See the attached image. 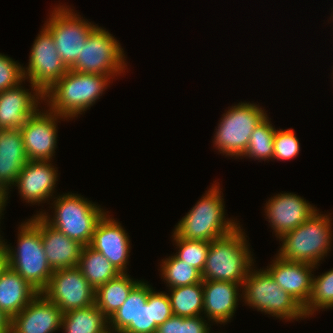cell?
Segmentation results:
<instances>
[{
    "instance_id": "1",
    "label": "cell",
    "mask_w": 333,
    "mask_h": 333,
    "mask_svg": "<svg viewBox=\"0 0 333 333\" xmlns=\"http://www.w3.org/2000/svg\"><path fill=\"white\" fill-rule=\"evenodd\" d=\"M120 75L82 73L69 69L43 93L48 110L67 119L85 113L109 87L111 79ZM83 112V113H82Z\"/></svg>"
},
{
    "instance_id": "2",
    "label": "cell",
    "mask_w": 333,
    "mask_h": 333,
    "mask_svg": "<svg viewBox=\"0 0 333 333\" xmlns=\"http://www.w3.org/2000/svg\"><path fill=\"white\" fill-rule=\"evenodd\" d=\"M4 242L8 266L20 274L38 293L47 286L53 270L44 252L40 232V215L35 214L18 227L17 247Z\"/></svg>"
},
{
    "instance_id": "3",
    "label": "cell",
    "mask_w": 333,
    "mask_h": 333,
    "mask_svg": "<svg viewBox=\"0 0 333 333\" xmlns=\"http://www.w3.org/2000/svg\"><path fill=\"white\" fill-rule=\"evenodd\" d=\"M219 185V182L212 184L175 225L173 231L180 238L211 242L229 234L240 225L237 223L239 221L225 217L224 198Z\"/></svg>"
},
{
    "instance_id": "4",
    "label": "cell",
    "mask_w": 333,
    "mask_h": 333,
    "mask_svg": "<svg viewBox=\"0 0 333 333\" xmlns=\"http://www.w3.org/2000/svg\"><path fill=\"white\" fill-rule=\"evenodd\" d=\"M239 225L229 234L210 242L202 280L228 281L242 284L255 265L250 244Z\"/></svg>"
},
{
    "instance_id": "5",
    "label": "cell",
    "mask_w": 333,
    "mask_h": 333,
    "mask_svg": "<svg viewBox=\"0 0 333 333\" xmlns=\"http://www.w3.org/2000/svg\"><path fill=\"white\" fill-rule=\"evenodd\" d=\"M331 213L314 212L303 224L285 233L277 256L295 262L320 265V261L331 251L333 234Z\"/></svg>"
},
{
    "instance_id": "6",
    "label": "cell",
    "mask_w": 333,
    "mask_h": 333,
    "mask_svg": "<svg viewBox=\"0 0 333 333\" xmlns=\"http://www.w3.org/2000/svg\"><path fill=\"white\" fill-rule=\"evenodd\" d=\"M52 201L53 207H50L54 209L53 216L45 210L38 211L37 215L70 239L83 246L89 245L97 223L106 213L105 209L72 192L58 195Z\"/></svg>"
},
{
    "instance_id": "7",
    "label": "cell",
    "mask_w": 333,
    "mask_h": 333,
    "mask_svg": "<svg viewBox=\"0 0 333 333\" xmlns=\"http://www.w3.org/2000/svg\"><path fill=\"white\" fill-rule=\"evenodd\" d=\"M250 268L242 283V301L257 311L279 320L306 319L303 307L274 281L265 269Z\"/></svg>"
},
{
    "instance_id": "8",
    "label": "cell",
    "mask_w": 333,
    "mask_h": 333,
    "mask_svg": "<svg viewBox=\"0 0 333 333\" xmlns=\"http://www.w3.org/2000/svg\"><path fill=\"white\" fill-rule=\"evenodd\" d=\"M268 116L256 103L232 105L219 120L213 137V147L223 156L241 157L249 144L253 130Z\"/></svg>"
},
{
    "instance_id": "9",
    "label": "cell",
    "mask_w": 333,
    "mask_h": 333,
    "mask_svg": "<svg viewBox=\"0 0 333 333\" xmlns=\"http://www.w3.org/2000/svg\"><path fill=\"white\" fill-rule=\"evenodd\" d=\"M112 35L98 25L89 34L81 54L69 69L89 74L124 75L127 68L124 50Z\"/></svg>"
},
{
    "instance_id": "10",
    "label": "cell",
    "mask_w": 333,
    "mask_h": 333,
    "mask_svg": "<svg viewBox=\"0 0 333 333\" xmlns=\"http://www.w3.org/2000/svg\"><path fill=\"white\" fill-rule=\"evenodd\" d=\"M49 14L44 27L51 33L58 54L69 69L81 54L89 34L98 24L94 25L66 5L55 6Z\"/></svg>"
},
{
    "instance_id": "11",
    "label": "cell",
    "mask_w": 333,
    "mask_h": 333,
    "mask_svg": "<svg viewBox=\"0 0 333 333\" xmlns=\"http://www.w3.org/2000/svg\"><path fill=\"white\" fill-rule=\"evenodd\" d=\"M41 293L63 314L95 304L96 290L78 267L55 270Z\"/></svg>"
},
{
    "instance_id": "12",
    "label": "cell",
    "mask_w": 333,
    "mask_h": 333,
    "mask_svg": "<svg viewBox=\"0 0 333 333\" xmlns=\"http://www.w3.org/2000/svg\"><path fill=\"white\" fill-rule=\"evenodd\" d=\"M28 61V66L23 67L24 80L42 93L69 70L58 54L51 33L44 26L33 42Z\"/></svg>"
},
{
    "instance_id": "13",
    "label": "cell",
    "mask_w": 333,
    "mask_h": 333,
    "mask_svg": "<svg viewBox=\"0 0 333 333\" xmlns=\"http://www.w3.org/2000/svg\"><path fill=\"white\" fill-rule=\"evenodd\" d=\"M68 120L48 109H39L20 129L28 160L52 161L57 148V123Z\"/></svg>"
},
{
    "instance_id": "14",
    "label": "cell",
    "mask_w": 333,
    "mask_h": 333,
    "mask_svg": "<svg viewBox=\"0 0 333 333\" xmlns=\"http://www.w3.org/2000/svg\"><path fill=\"white\" fill-rule=\"evenodd\" d=\"M264 206L266 221L279 239L303 224L318 209L295 193H280L270 197Z\"/></svg>"
},
{
    "instance_id": "15",
    "label": "cell",
    "mask_w": 333,
    "mask_h": 333,
    "mask_svg": "<svg viewBox=\"0 0 333 333\" xmlns=\"http://www.w3.org/2000/svg\"><path fill=\"white\" fill-rule=\"evenodd\" d=\"M53 161L28 160L15 180L13 187L26 203L38 206L54 198L58 170ZM53 195V196H52Z\"/></svg>"
},
{
    "instance_id": "16",
    "label": "cell",
    "mask_w": 333,
    "mask_h": 333,
    "mask_svg": "<svg viewBox=\"0 0 333 333\" xmlns=\"http://www.w3.org/2000/svg\"><path fill=\"white\" fill-rule=\"evenodd\" d=\"M108 212L97 223L89 246L100 252L120 273H128L130 237Z\"/></svg>"
},
{
    "instance_id": "17",
    "label": "cell",
    "mask_w": 333,
    "mask_h": 333,
    "mask_svg": "<svg viewBox=\"0 0 333 333\" xmlns=\"http://www.w3.org/2000/svg\"><path fill=\"white\" fill-rule=\"evenodd\" d=\"M23 81L0 92V129H21L27 119L38 110L44 101L43 93L32 83L31 91L25 89Z\"/></svg>"
},
{
    "instance_id": "18",
    "label": "cell",
    "mask_w": 333,
    "mask_h": 333,
    "mask_svg": "<svg viewBox=\"0 0 333 333\" xmlns=\"http://www.w3.org/2000/svg\"><path fill=\"white\" fill-rule=\"evenodd\" d=\"M265 268L281 289L288 292L302 307L310 299L314 269L318 265L281 259L275 255Z\"/></svg>"
},
{
    "instance_id": "19",
    "label": "cell",
    "mask_w": 333,
    "mask_h": 333,
    "mask_svg": "<svg viewBox=\"0 0 333 333\" xmlns=\"http://www.w3.org/2000/svg\"><path fill=\"white\" fill-rule=\"evenodd\" d=\"M62 311L42 293H38L11 318L10 333H54L61 328Z\"/></svg>"
},
{
    "instance_id": "20",
    "label": "cell",
    "mask_w": 333,
    "mask_h": 333,
    "mask_svg": "<svg viewBox=\"0 0 333 333\" xmlns=\"http://www.w3.org/2000/svg\"><path fill=\"white\" fill-rule=\"evenodd\" d=\"M202 283L204 317L217 325L224 326L225 323L231 322L238 302L242 300V293H239L242 292V284L215 280H202Z\"/></svg>"
},
{
    "instance_id": "21",
    "label": "cell",
    "mask_w": 333,
    "mask_h": 333,
    "mask_svg": "<svg viewBox=\"0 0 333 333\" xmlns=\"http://www.w3.org/2000/svg\"><path fill=\"white\" fill-rule=\"evenodd\" d=\"M40 232L44 252L53 271L78 266L83 245L48 224L41 216Z\"/></svg>"
},
{
    "instance_id": "22",
    "label": "cell",
    "mask_w": 333,
    "mask_h": 333,
    "mask_svg": "<svg viewBox=\"0 0 333 333\" xmlns=\"http://www.w3.org/2000/svg\"><path fill=\"white\" fill-rule=\"evenodd\" d=\"M27 161L21 130L0 129V180L8 189Z\"/></svg>"
},
{
    "instance_id": "23",
    "label": "cell",
    "mask_w": 333,
    "mask_h": 333,
    "mask_svg": "<svg viewBox=\"0 0 333 333\" xmlns=\"http://www.w3.org/2000/svg\"><path fill=\"white\" fill-rule=\"evenodd\" d=\"M38 292L11 267L0 275V310L10 319L21 312Z\"/></svg>"
},
{
    "instance_id": "24",
    "label": "cell",
    "mask_w": 333,
    "mask_h": 333,
    "mask_svg": "<svg viewBox=\"0 0 333 333\" xmlns=\"http://www.w3.org/2000/svg\"><path fill=\"white\" fill-rule=\"evenodd\" d=\"M141 280H135L127 273H120L96 289L95 304L109 319L125 302L131 290Z\"/></svg>"
},
{
    "instance_id": "25",
    "label": "cell",
    "mask_w": 333,
    "mask_h": 333,
    "mask_svg": "<svg viewBox=\"0 0 333 333\" xmlns=\"http://www.w3.org/2000/svg\"><path fill=\"white\" fill-rule=\"evenodd\" d=\"M64 333H104L109 329L108 318L92 304L86 308L71 310L62 315Z\"/></svg>"
},
{
    "instance_id": "26",
    "label": "cell",
    "mask_w": 333,
    "mask_h": 333,
    "mask_svg": "<svg viewBox=\"0 0 333 333\" xmlns=\"http://www.w3.org/2000/svg\"><path fill=\"white\" fill-rule=\"evenodd\" d=\"M77 267L95 290L120 274L100 252L89 245L83 246Z\"/></svg>"
},
{
    "instance_id": "27",
    "label": "cell",
    "mask_w": 333,
    "mask_h": 333,
    "mask_svg": "<svg viewBox=\"0 0 333 333\" xmlns=\"http://www.w3.org/2000/svg\"><path fill=\"white\" fill-rule=\"evenodd\" d=\"M153 287L141 280L130 292L124 304L108 319V327L122 332L128 325H137V313L141 305H145L148 294Z\"/></svg>"
},
{
    "instance_id": "28",
    "label": "cell",
    "mask_w": 333,
    "mask_h": 333,
    "mask_svg": "<svg viewBox=\"0 0 333 333\" xmlns=\"http://www.w3.org/2000/svg\"><path fill=\"white\" fill-rule=\"evenodd\" d=\"M168 294L173 315L180 317L203 316V283L170 288ZM202 313V315H201Z\"/></svg>"
},
{
    "instance_id": "29",
    "label": "cell",
    "mask_w": 333,
    "mask_h": 333,
    "mask_svg": "<svg viewBox=\"0 0 333 333\" xmlns=\"http://www.w3.org/2000/svg\"><path fill=\"white\" fill-rule=\"evenodd\" d=\"M160 262L161 279L166 287L175 288L196 284L202 281L201 273L189 264L178 259L175 255L164 258Z\"/></svg>"
},
{
    "instance_id": "30",
    "label": "cell",
    "mask_w": 333,
    "mask_h": 333,
    "mask_svg": "<svg viewBox=\"0 0 333 333\" xmlns=\"http://www.w3.org/2000/svg\"><path fill=\"white\" fill-rule=\"evenodd\" d=\"M271 118L268 116L253 130L248 147L245 153L240 157L251 158L254 160H273L274 154V136L276 132ZM244 156V157H243Z\"/></svg>"
},
{
    "instance_id": "31",
    "label": "cell",
    "mask_w": 333,
    "mask_h": 333,
    "mask_svg": "<svg viewBox=\"0 0 333 333\" xmlns=\"http://www.w3.org/2000/svg\"><path fill=\"white\" fill-rule=\"evenodd\" d=\"M333 308V268L318 276H313L312 293L303 307L305 316L316 315V311Z\"/></svg>"
},
{
    "instance_id": "32",
    "label": "cell",
    "mask_w": 333,
    "mask_h": 333,
    "mask_svg": "<svg viewBox=\"0 0 333 333\" xmlns=\"http://www.w3.org/2000/svg\"><path fill=\"white\" fill-rule=\"evenodd\" d=\"M172 233V241H174L173 243L178 249L176 250L178 252L174 253V255L202 273L205 267L210 242L180 238L174 231Z\"/></svg>"
},
{
    "instance_id": "33",
    "label": "cell",
    "mask_w": 333,
    "mask_h": 333,
    "mask_svg": "<svg viewBox=\"0 0 333 333\" xmlns=\"http://www.w3.org/2000/svg\"><path fill=\"white\" fill-rule=\"evenodd\" d=\"M210 328V321L204 316L184 318L172 315L158 326L155 333H210Z\"/></svg>"
},
{
    "instance_id": "34",
    "label": "cell",
    "mask_w": 333,
    "mask_h": 333,
    "mask_svg": "<svg viewBox=\"0 0 333 333\" xmlns=\"http://www.w3.org/2000/svg\"><path fill=\"white\" fill-rule=\"evenodd\" d=\"M300 152V142L293 129H276L274 136V154L275 160H289L298 156Z\"/></svg>"
},
{
    "instance_id": "35",
    "label": "cell",
    "mask_w": 333,
    "mask_h": 333,
    "mask_svg": "<svg viewBox=\"0 0 333 333\" xmlns=\"http://www.w3.org/2000/svg\"><path fill=\"white\" fill-rule=\"evenodd\" d=\"M24 81L23 65L8 55L0 53V92Z\"/></svg>"
},
{
    "instance_id": "36",
    "label": "cell",
    "mask_w": 333,
    "mask_h": 333,
    "mask_svg": "<svg viewBox=\"0 0 333 333\" xmlns=\"http://www.w3.org/2000/svg\"><path fill=\"white\" fill-rule=\"evenodd\" d=\"M149 305H152L153 319L157 326L173 315L168 293L166 292H157L153 289L149 293Z\"/></svg>"
},
{
    "instance_id": "37",
    "label": "cell",
    "mask_w": 333,
    "mask_h": 333,
    "mask_svg": "<svg viewBox=\"0 0 333 333\" xmlns=\"http://www.w3.org/2000/svg\"><path fill=\"white\" fill-rule=\"evenodd\" d=\"M158 326L155 324L152 313V305L148 300L141 305L137 313V325H128L121 333H155Z\"/></svg>"
},
{
    "instance_id": "38",
    "label": "cell",
    "mask_w": 333,
    "mask_h": 333,
    "mask_svg": "<svg viewBox=\"0 0 333 333\" xmlns=\"http://www.w3.org/2000/svg\"><path fill=\"white\" fill-rule=\"evenodd\" d=\"M10 189H8L0 180V210L2 212H4L5 207L7 205V200H8V195L10 193L9 191Z\"/></svg>"
},
{
    "instance_id": "39",
    "label": "cell",
    "mask_w": 333,
    "mask_h": 333,
    "mask_svg": "<svg viewBox=\"0 0 333 333\" xmlns=\"http://www.w3.org/2000/svg\"><path fill=\"white\" fill-rule=\"evenodd\" d=\"M8 267L7 252L4 242L0 238V275Z\"/></svg>"
},
{
    "instance_id": "40",
    "label": "cell",
    "mask_w": 333,
    "mask_h": 333,
    "mask_svg": "<svg viewBox=\"0 0 333 333\" xmlns=\"http://www.w3.org/2000/svg\"><path fill=\"white\" fill-rule=\"evenodd\" d=\"M11 319L0 310V333H10Z\"/></svg>"
},
{
    "instance_id": "41",
    "label": "cell",
    "mask_w": 333,
    "mask_h": 333,
    "mask_svg": "<svg viewBox=\"0 0 333 333\" xmlns=\"http://www.w3.org/2000/svg\"><path fill=\"white\" fill-rule=\"evenodd\" d=\"M104 333H120V332H116V331H114V330L108 329V330H106Z\"/></svg>"
},
{
    "instance_id": "42",
    "label": "cell",
    "mask_w": 333,
    "mask_h": 333,
    "mask_svg": "<svg viewBox=\"0 0 333 333\" xmlns=\"http://www.w3.org/2000/svg\"><path fill=\"white\" fill-rule=\"evenodd\" d=\"M3 213L2 211L0 210V220H1V217H2ZM1 223V222H0Z\"/></svg>"
}]
</instances>
